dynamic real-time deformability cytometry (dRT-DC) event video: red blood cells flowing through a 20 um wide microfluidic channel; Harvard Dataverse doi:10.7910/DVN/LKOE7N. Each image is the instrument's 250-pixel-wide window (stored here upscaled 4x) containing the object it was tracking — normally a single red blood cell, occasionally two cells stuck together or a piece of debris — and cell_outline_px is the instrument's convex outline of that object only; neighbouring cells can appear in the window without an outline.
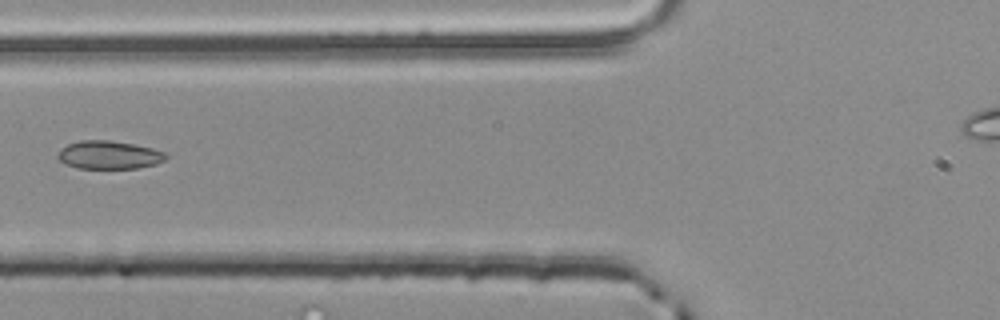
{"species": "common noctule bat (a hibernating species)", "species_latin": "Nyctalus noctula", "temperature_condition": "room temperature", "stored_images_in_passage": 6, "segment_of_instrument_passage": [2, 2], "camera_frame_rate_fps": 3000, "um_per_image_px": 0.085, "animal": {"sex": "male", "body_mass_g": 20.4}, "frame": {"image": 1, "passage_image": 6, "time_ms": 1.667, "image_size_px": [1000, 320], "cell_outline_px": [[168, 156], [164, 160], [156, 164], [136, 168], [76, 168], [64, 164], [56, 156], [60, 148], [68, 144], [80, 140], [108, 140], [132, 144], [152, 148], [164, 152]], "centroid_in_image_um": [9.22, 13.17], "position_along_channel_um": 116.6, "area_um2": 17.74}}